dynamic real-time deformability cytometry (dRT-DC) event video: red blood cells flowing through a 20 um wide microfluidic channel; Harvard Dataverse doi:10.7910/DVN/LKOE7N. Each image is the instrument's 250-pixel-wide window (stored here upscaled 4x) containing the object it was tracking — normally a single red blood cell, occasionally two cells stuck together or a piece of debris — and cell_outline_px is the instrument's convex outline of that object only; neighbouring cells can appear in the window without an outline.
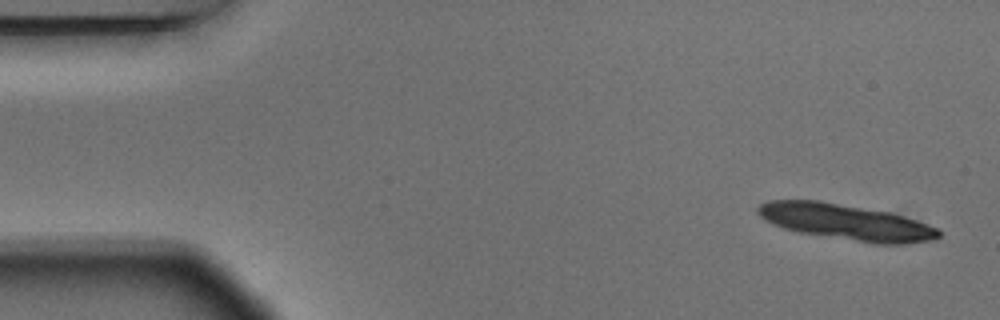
{"species": "Egyptian fruit bat (a non-hibernating species)", "species_latin": "Rousettus aegyptiacus", "temperature_condition": "warm", "stored_images_in_passage": 6, "segment_of_instrument_passage": [1, 2], "camera_frame_rate_fps": 3000, "um_per_image_px": 0.085, "animal": {"sex": "male"}, "frame": {"image": 1, "passage_image": 1, "time_ms": 0.0, "image_size_px": [1000, 320], "cell_outline_px": [[940, 236], [932, 240], [904, 244], [876, 244], [800, 232], [784, 228], [772, 224], [760, 216], [756, 212], [756, 208], [760, 204], [768, 200], [820, 200], [892, 212], [940, 228]], "centroid_in_image_um": [71.93, 18.86], "position_along_channel_um": 13.1, "area_um2": 37.97}}